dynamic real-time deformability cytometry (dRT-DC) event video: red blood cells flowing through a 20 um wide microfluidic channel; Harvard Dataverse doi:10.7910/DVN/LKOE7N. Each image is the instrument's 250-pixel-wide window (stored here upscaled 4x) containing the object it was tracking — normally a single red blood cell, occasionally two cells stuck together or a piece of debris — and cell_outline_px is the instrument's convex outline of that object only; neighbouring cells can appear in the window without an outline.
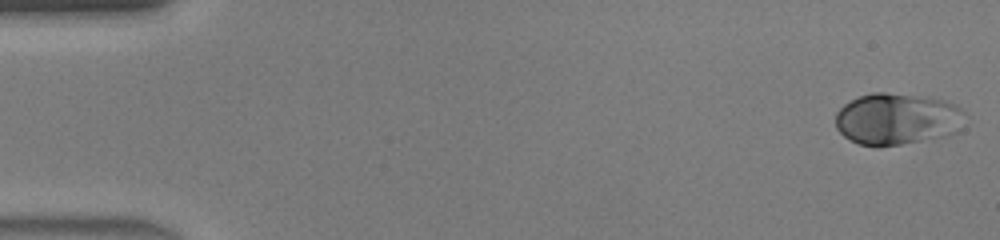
{"species": "human", "species_latin": "Homo sapiens", "temperature_condition": "warm", "stored_images_in_passage": 11, "camera_frame_rate_fps": 3000, "um_per_image_px": 0.085, "donor": {"sex": "male"}, "frame": {"image": 1, "passage_image": 1, "time_ms": 0.0, "image_size_px": [1000, 240], "cell_outline_px": [[964, 112], [956, 132], [948, 136], [876, 148], [860, 144], [844, 136], [836, 128], [836, 112], [844, 104], [860, 96], [872, 92], [884, 92], [944, 100], [956, 104]], "centroid_in_image_um": [76.21, 10.13], "position_along_channel_um": 8.8, "area_um2": 38.73}}